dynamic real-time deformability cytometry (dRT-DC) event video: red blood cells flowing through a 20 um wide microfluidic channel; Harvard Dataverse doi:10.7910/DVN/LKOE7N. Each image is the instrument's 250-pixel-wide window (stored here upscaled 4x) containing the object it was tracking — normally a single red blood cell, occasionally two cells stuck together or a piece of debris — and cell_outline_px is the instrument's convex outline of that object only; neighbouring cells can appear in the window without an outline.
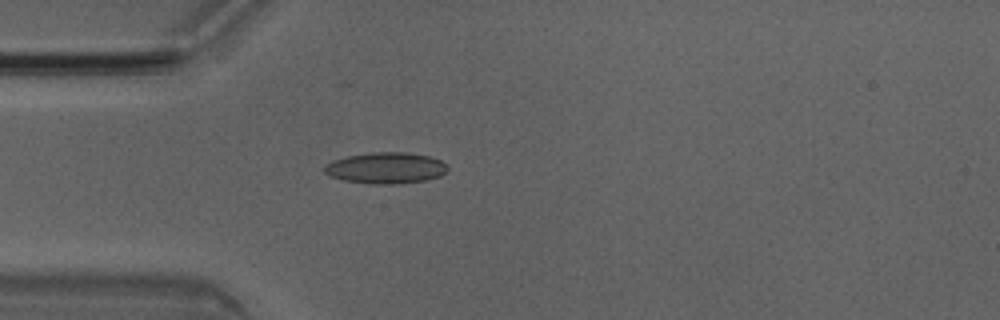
{"species": "Egyptian fruit bat (a non-hibernating species)", "species_latin": "Rousettus aegyptiacus", "temperature_condition": "room temperature", "stored_images_in_passage": 4, "camera_frame_rate_fps": 3000, "um_per_image_px": 0.085, "animal": {"sex": "male"}, "frame": {"image": 1, "passage_image": 4, "time_ms": 1.0, "image_size_px": [1000, 320], "cell_outline_px": [[448, 172], [440, 176], [424, 180], [396, 184], [372, 184], [344, 180], [328, 176], [324, 172], [324, 168], [332, 160], [348, 156], [372, 152], [408, 152], [428, 156], [440, 160], [448, 168]], "centroid_in_image_um": [32.79, 14.28], "position_along_channel_um": 52.2, "area_um2": 22.37}}